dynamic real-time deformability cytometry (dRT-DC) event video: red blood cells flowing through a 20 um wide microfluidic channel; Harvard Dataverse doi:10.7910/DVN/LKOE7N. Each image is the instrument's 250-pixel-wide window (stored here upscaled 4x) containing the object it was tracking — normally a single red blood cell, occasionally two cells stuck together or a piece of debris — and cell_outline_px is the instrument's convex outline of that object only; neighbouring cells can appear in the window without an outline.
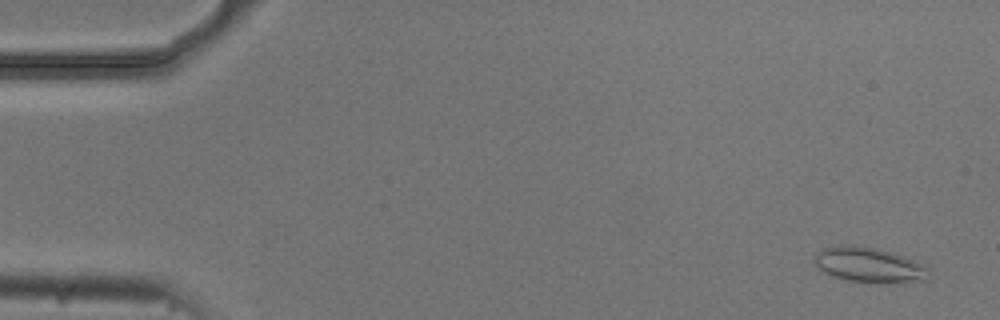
{"species": "common noctule bat (a hibernating species)", "species_latin": "Nyctalus noctula", "temperature_condition": "cold", "stored_images_in_passage": 56, "camera_frame_rate_fps": 3000, "um_per_image_px": 0.085, "animal": {"sex": "male", "body_mass_g": 20.5, "forearm_length_mm": 52.5}, "frame": {"image": 1, "passage_image": 3, "time_ms": 0.667, "image_size_px": [1000, 320], "cell_outline_px": [[928, 280], [868, 284], [848, 280], [824, 272], [816, 264], [816, 256], [824, 248], [840, 244], [856, 244], [876, 248], [892, 252], [904, 256], [928, 268]], "centroid_in_image_um": [73.89, 22.52], "position_along_channel_um": 11.1, "area_um2": 23.24}}
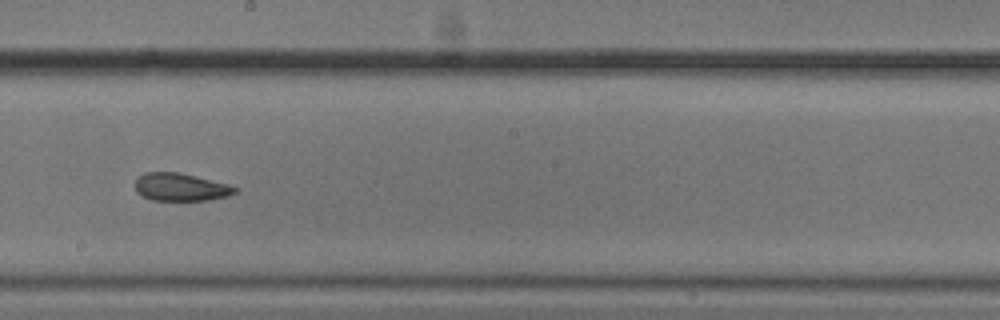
{"frame": {"image": 2, "passage_image": 31, "time_ms": 10.0, "image_size_px": [1000, 320], "cell_outline_px": [[240, 188], [236, 192], [228, 196], [208, 200], [152, 200], [136, 192], [136, 176], [144, 172], [176, 172], [196, 176], [228, 184]], "centroid_in_image_um": [15.36, 15.9], "position_along_channel_um": 232.8, "area_um2": 16.18}}
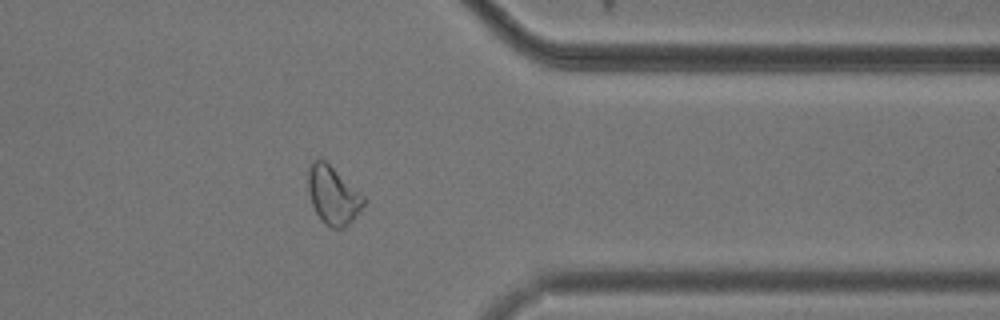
{"frame": {"image": 3, "passage_image": 44, "time_ms": 14.333, "image_size_px": [1000, 320], "cell_outline_px": [[364, 204], [352, 220], [344, 228], [332, 228], [324, 224], [320, 220], [312, 204], [308, 192], [308, 168], [312, 160], [324, 160], [364, 196]], "centroid_in_image_um": [28.27, 16.61], "position_along_channel_um": 383.1, "area_um2": 18.5}, "authors_computed_cell_mechanics": {"area_um2": 18.5538, "velocity_mm_per_s": 3.7104, "shape_relaxation_time_tau1_ms": null, "shape_relaxation_time_tau2_ms": 3.0161, "deformation_change_tau1": null, "deformation_change_tau2": 0.0764}}